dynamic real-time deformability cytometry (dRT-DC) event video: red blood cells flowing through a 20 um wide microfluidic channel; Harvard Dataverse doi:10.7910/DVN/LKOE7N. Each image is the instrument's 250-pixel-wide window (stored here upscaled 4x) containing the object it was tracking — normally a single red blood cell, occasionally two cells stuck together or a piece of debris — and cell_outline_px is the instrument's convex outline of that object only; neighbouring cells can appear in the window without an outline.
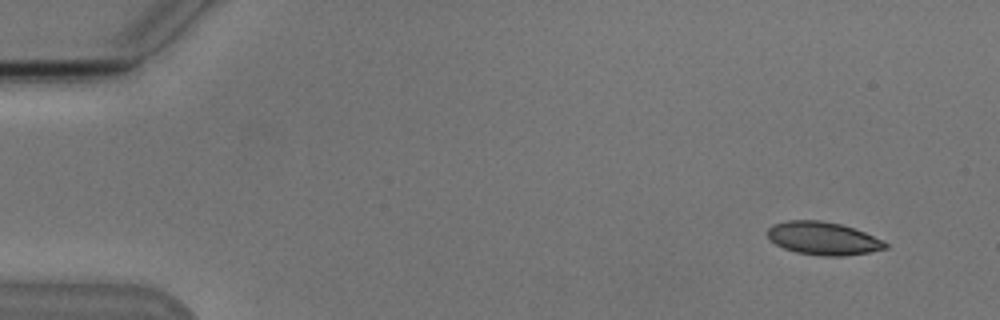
{"species": "Egyptian fruit bat (a non-hibernating species)", "species_latin": "Rousettus aegyptiacus", "temperature_condition": "cold", "stored_images_in_passage": 9, "camera_frame_rate_fps": 3000, "um_per_image_px": 0.085, "animal": {"sex": "male"}, "frame": {"image": 1, "passage_image": 1, "time_ms": 0.0, "image_size_px": [1000, 320], "cell_outline_px": [[888, 248], [868, 252], [844, 256], [820, 256], [796, 252], [784, 248], [776, 244], [768, 236], [768, 228], [772, 224], [788, 220], [820, 220], [840, 224], [864, 232], [888, 244]], "centroid_in_image_um": [69.94, 20.26], "position_along_channel_um": 15.1, "area_um2": 22.43}}
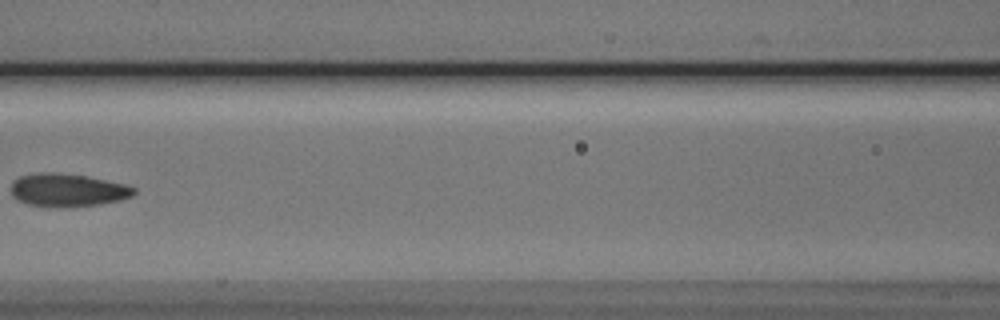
{"frame": {"image": 2, "passage_image": 7, "time_ms": 7.0, "image_size_px": [1000, 320], "cell_outline_px": [[136, 192], [132, 196], [120, 200], [100, 204], [48, 208], [28, 204], [16, 200], [12, 196], [12, 180], [20, 176], [40, 172], [52, 172], [84, 176], [128, 184], [136, 188]], "centroid_in_image_um": [5.73, 16.16], "position_along_channel_um": 160.9, "area_um2": 23.81}}
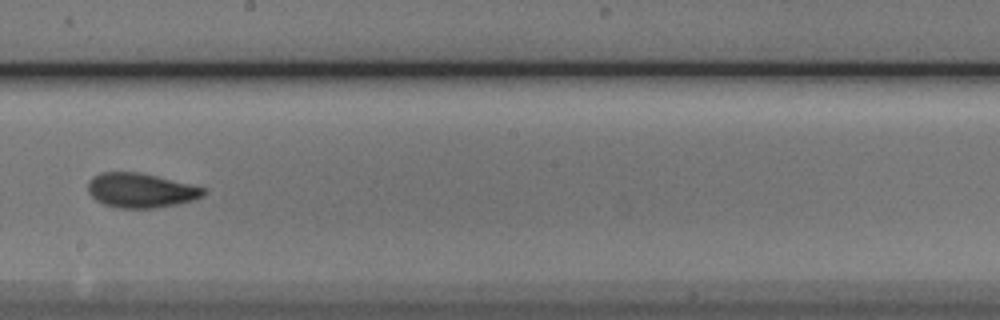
{"frame": {"image": 3, "passage_image": 9, "time_ms": 9.0, "image_size_px": [1000, 320], "cell_outline_px": [[208, 192], [204, 196], [196, 200], [156, 208], [120, 208], [104, 204], [96, 200], [88, 192], [88, 180], [92, 176], [100, 172], [140, 172], [208, 188]], "centroid_in_image_um": [12.01, 16.18], "position_along_channel_um": 236.2, "area_um2": 23.58}}